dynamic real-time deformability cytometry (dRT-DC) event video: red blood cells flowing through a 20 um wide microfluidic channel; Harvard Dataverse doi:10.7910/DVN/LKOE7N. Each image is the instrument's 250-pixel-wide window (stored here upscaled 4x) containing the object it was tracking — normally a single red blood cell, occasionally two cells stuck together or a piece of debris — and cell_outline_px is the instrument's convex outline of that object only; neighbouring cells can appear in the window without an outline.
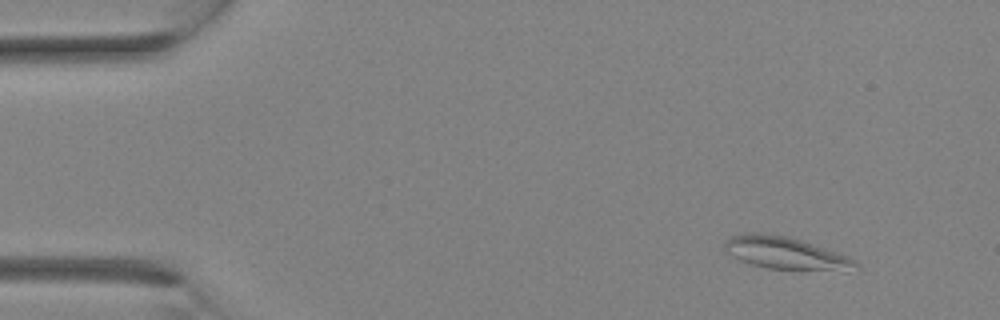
{"species": "Egyptian fruit bat (a non-hibernating species)", "species_latin": "Rousettus aegyptiacus", "temperature_condition": "room temperature", "stored_images_in_passage": 3, "camera_frame_rate_fps": 3000, "um_per_image_px": 0.085, "animal": {"sex": "female"}, "frame": {"image": 1, "passage_image": 1, "time_ms": 0.0, "image_size_px": [1000, 320], "cell_outline_px": [[860, 264], [844, 272], [768, 268], [752, 264], [740, 260], [732, 256], [724, 248], [724, 244], [732, 236], [748, 232], [756, 232], [788, 236], [848, 256], [856, 260]], "centroid_in_image_um": [66.81, 21.53], "position_along_channel_um": 18.2, "area_um2": 24.62}}